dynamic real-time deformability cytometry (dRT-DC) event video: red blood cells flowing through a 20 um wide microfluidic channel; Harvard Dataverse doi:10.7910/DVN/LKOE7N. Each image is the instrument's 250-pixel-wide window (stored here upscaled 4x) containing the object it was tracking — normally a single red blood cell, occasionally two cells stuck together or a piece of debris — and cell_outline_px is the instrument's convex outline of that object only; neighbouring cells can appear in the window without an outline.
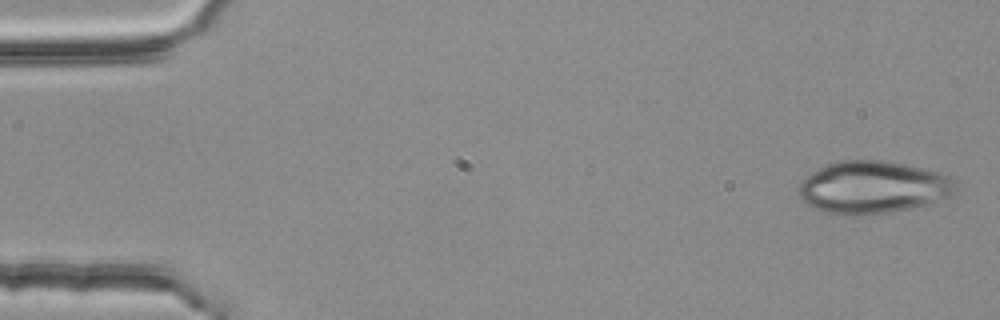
{"species": "common noctule bat (a hibernating species)", "species_latin": "Nyctalus noctula", "temperature_condition": "room temperature", "stored_images_in_passage": 4, "camera_frame_rate_fps": 3000, "um_per_image_px": 0.085, "animal": {"sex": "female", "body_mass_g": 25.1}, "frame": {"image": 1, "passage_image": 1, "time_ms": 0.0, "image_size_px": [1000, 320], "cell_outline_px": [[960, 188], [952, 196], [912, 208], [888, 212], [860, 216], [824, 212], [808, 204], [796, 192], [796, 188], [812, 172], [824, 164], [836, 160], [884, 160], [924, 168], [940, 172], [952, 176], [956, 180]], "centroid_in_image_um": [74.25, 15.9], "position_along_channel_um": 10.8, "area_um2": 48.55}}